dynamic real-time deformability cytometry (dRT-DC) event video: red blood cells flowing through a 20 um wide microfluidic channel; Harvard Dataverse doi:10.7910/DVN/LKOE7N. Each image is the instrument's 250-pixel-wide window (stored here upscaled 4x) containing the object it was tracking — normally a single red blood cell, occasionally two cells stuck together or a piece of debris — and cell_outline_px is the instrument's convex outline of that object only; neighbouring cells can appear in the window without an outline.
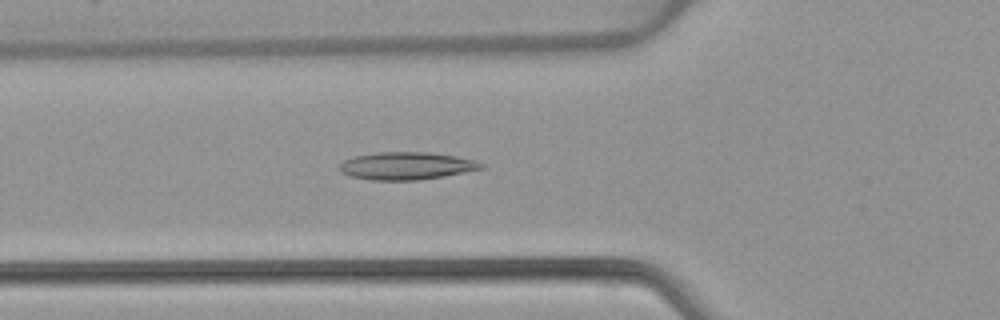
{"species": "common noctule bat (a hibernating species)", "species_latin": "Nyctalus noctula", "temperature_condition": "warm", "stored_images_in_passage": 35, "camera_frame_rate_fps": 3000, "um_per_image_px": 0.085, "animal": {"sex": "female", "body_mass_g": 22.7, "forearm_length_mm": 54.2}, "frame": {"image": 1, "passage_image": 2, "time_ms": 0.333, "image_size_px": [1000, 320], "cell_outline_px": [[484, 168], [444, 176], [416, 180], [372, 180], [348, 176], [340, 172], [340, 164], [344, 160], [352, 156], [380, 152], [428, 152], [456, 156], [476, 160], [484, 164]], "centroid_in_image_um": [34.53, 14.09], "position_along_channel_um": 91.3, "area_um2": 22.83}}
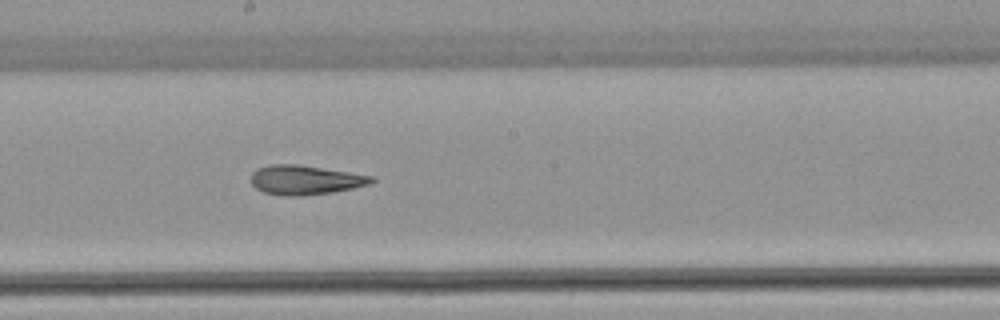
{"frame": {"image": 2, "passage_image": 12, "time_ms": 3.667, "image_size_px": [1000, 320], "cell_outline_px": [[376, 180], [372, 184], [332, 192], [300, 196], [284, 196], [264, 192], [256, 188], [252, 184], [252, 172], [256, 168], [268, 164], [300, 164], [372, 176]], "centroid_in_image_um": [25.93, 15.29], "position_along_channel_um": 222.3, "area_um2": 20.69}}
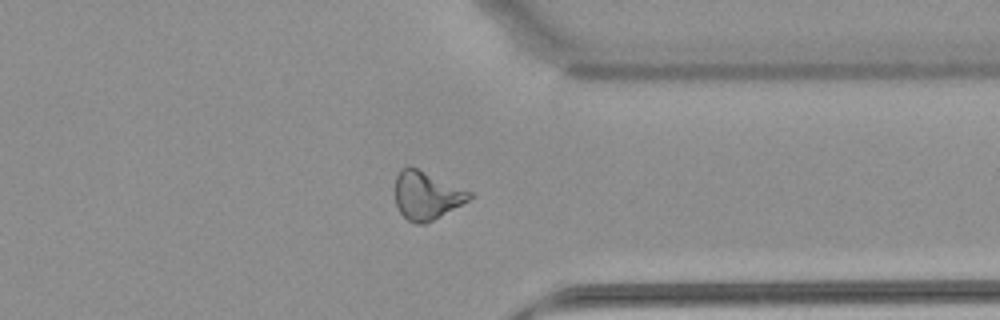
{"frame": {"image": 3, "passage_image": 24, "time_ms": 7.667, "image_size_px": [1000, 320], "cell_outline_px": [[476, 196], [432, 220], [424, 224], [416, 224], [408, 220], [400, 212], [396, 204], [396, 176], [400, 168], [408, 164], [472, 192]], "centroid_in_image_um": [36.25, 16.58], "position_along_channel_um": 375.2, "area_um2": 20.75}}